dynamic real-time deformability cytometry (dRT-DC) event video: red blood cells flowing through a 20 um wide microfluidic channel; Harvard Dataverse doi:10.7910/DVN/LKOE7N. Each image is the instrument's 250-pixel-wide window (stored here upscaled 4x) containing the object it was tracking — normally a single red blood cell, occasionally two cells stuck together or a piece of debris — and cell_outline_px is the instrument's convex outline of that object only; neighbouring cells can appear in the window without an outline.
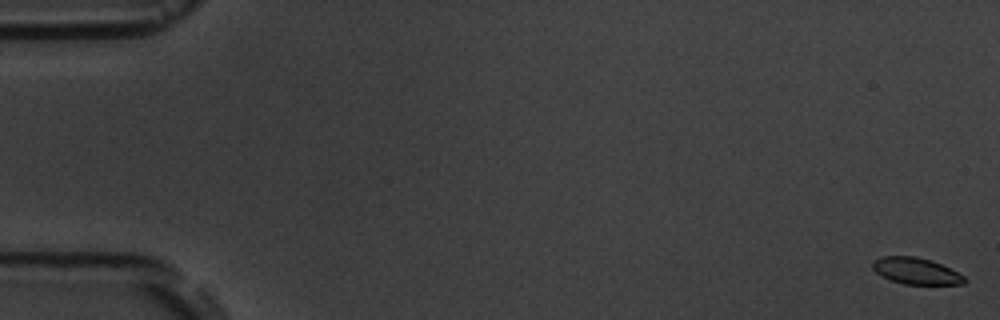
{"species": "common noctule bat (a hibernating species)", "species_latin": "Nyctalus noctula", "temperature_condition": "room temperature", "stored_images_in_passage": 6, "camera_frame_rate_fps": 3000, "um_per_image_px": 0.085, "animal": {"sex": "male", "body_mass_g": 19.5, "forearm_length_mm": 54.6}, "frame": {"image": 1, "passage_image": 1, "time_ms": 0.0, "image_size_px": [1000, 320], "cell_outline_px": [[968, 280], [964, 284], [904, 284], [892, 280], [876, 272], [872, 268], [872, 260], [884, 256], [916, 256], [940, 264], [964, 276]], "centroid_in_image_um": [77.85, 23.03], "position_along_channel_um": 7.1, "area_um2": 13.93}}
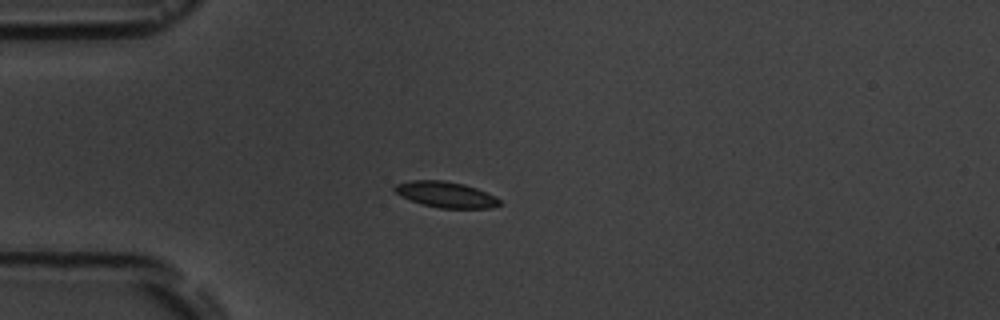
{"frame": {"image": 2, "passage_image": 5, "time_ms": 5.0, "image_size_px": [1000, 320], "cell_outline_px": [[500, 204], [492, 208], [440, 208], [420, 204], [400, 196], [392, 188], [396, 184], [412, 180], [444, 180], [464, 184], [476, 188], [496, 196], [500, 200]], "centroid_in_image_um": [37.88, 16.54], "position_along_channel_um": 47.1, "area_um2": 15.9}}